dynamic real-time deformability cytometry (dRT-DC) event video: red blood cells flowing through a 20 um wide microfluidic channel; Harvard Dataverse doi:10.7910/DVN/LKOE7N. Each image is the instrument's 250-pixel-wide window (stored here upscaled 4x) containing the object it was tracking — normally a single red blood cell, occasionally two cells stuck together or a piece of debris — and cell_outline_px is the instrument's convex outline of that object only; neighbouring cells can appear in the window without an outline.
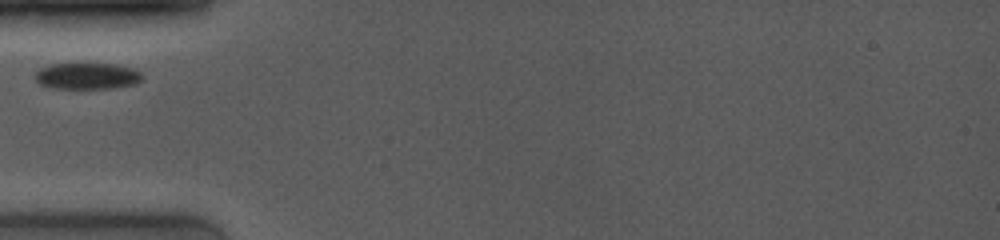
{"species": "common noctule bat (a hibernating species)", "species_latin": "Nyctalus noctula", "temperature_condition": "room temperature", "stored_images_in_passage": 1, "camera_frame_rate_fps": 4000, "um_per_image_px": 0.085, "animal": {"sex": "female", "body_mass_g": 19.0, "forearm_length_mm": 53.3}, "frame": {"image": 1, "passage_image": 1, "time_ms": 0.0, "image_size_px": [1000, 240], "cell_outline_px": [[144, 76], [140, 80], [132, 84], [112, 88], [56, 88], [40, 84], [36, 80], [36, 72], [40, 68], [48, 64], [116, 64], [136, 68]], "centroid_in_image_um": [7.43, 6.45], "position_along_channel_um": 77.6, "area_um2": 16.36}}